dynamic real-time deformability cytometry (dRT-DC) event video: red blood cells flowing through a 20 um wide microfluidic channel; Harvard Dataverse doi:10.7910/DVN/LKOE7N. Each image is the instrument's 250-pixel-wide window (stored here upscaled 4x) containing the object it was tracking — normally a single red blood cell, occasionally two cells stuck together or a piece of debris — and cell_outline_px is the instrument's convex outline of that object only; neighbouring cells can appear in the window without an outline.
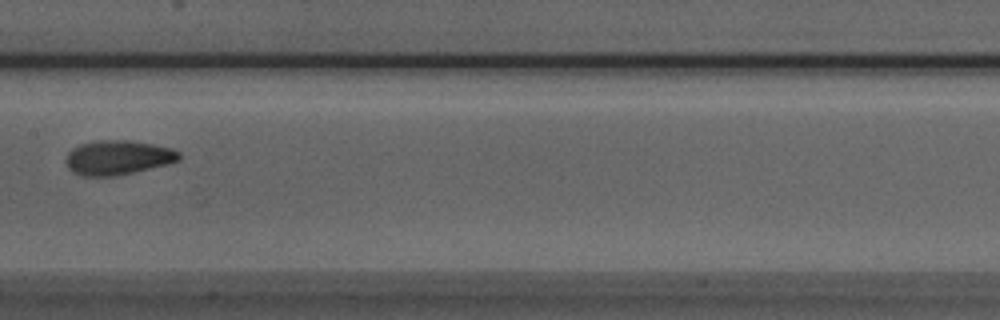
{"species": "Egyptian fruit bat (a non-hibernating species)", "species_latin": "Rousettus aegyptiacus", "temperature_condition": "room temperature", "stored_images_in_passage": 6, "camera_frame_rate_fps": 3000, "um_per_image_px": 0.085, "animal": {"sex": "male"}, "frame": {"image": 1, "passage_image": 5, "time_ms": 1.333, "image_size_px": [1000, 320], "cell_outline_px": [[180, 160], [116, 176], [80, 176], [72, 172], [68, 168], [64, 160], [68, 152], [72, 148], [80, 144], [100, 140], [128, 140], [152, 144], [172, 148], [180, 152]], "centroid_in_image_um": [9.96, 13.39], "position_along_channel_um": 197.4, "area_um2": 22.66}}
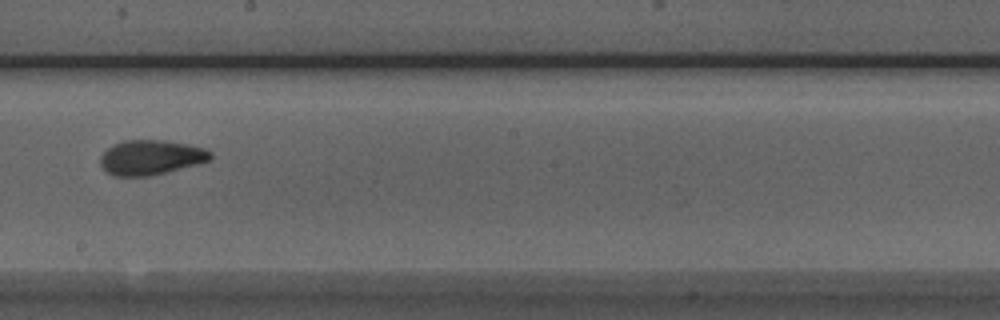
{"frame": {"image": 2, "passage_image": 6, "time_ms": 1.667, "image_size_px": [1000, 320], "cell_outline_px": [[212, 156], [208, 160], [196, 164], [148, 176], [116, 176], [108, 172], [100, 164], [100, 156], [108, 148], [124, 140], [164, 140], [204, 148], [212, 152]], "centroid_in_image_um": [12.8, 13.37], "position_along_channel_um": 235.4, "area_um2": 21.85}}